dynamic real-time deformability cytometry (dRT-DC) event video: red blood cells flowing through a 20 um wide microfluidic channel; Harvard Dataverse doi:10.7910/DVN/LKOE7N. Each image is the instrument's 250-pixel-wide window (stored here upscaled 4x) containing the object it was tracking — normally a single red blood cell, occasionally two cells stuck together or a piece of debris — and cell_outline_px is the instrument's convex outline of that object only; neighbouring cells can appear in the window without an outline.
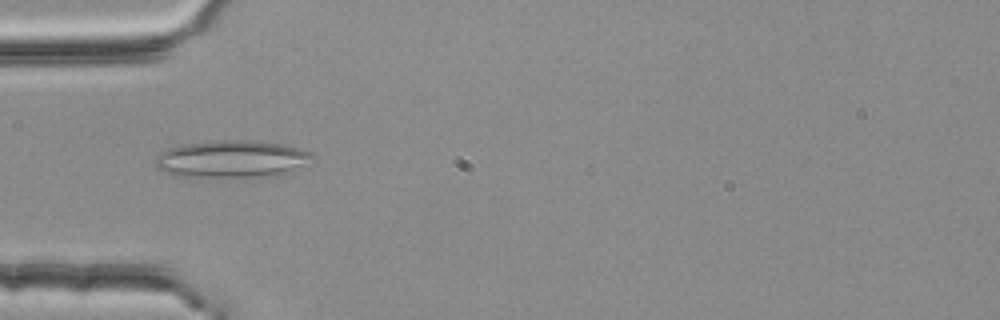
{"species": "common noctule bat (a hibernating species)", "species_latin": "Nyctalus noctula", "temperature_condition": "room temperature", "stored_images_in_passage": 38, "camera_frame_rate_fps": 3000, "um_per_image_px": 0.085, "animal": {"sex": "female", "body_mass_g": 25.1}, "frame": {"image": 1, "passage_image": 6, "time_ms": 1.667, "image_size_px": [1000, 320], "cell_outline_px": [[316, 156], [288, 172], [260, 176], [172, 176], [156, 168], [156, 156], [160, 152], [168, 148], [184, 144], [220, 140], [252, 140], [280, 144], [300, 148], [312, 152]], "centroid_in_image_um": [19.63, 13.49], "position_along_channel_um": 65.4, "area_um2": 33.58}}
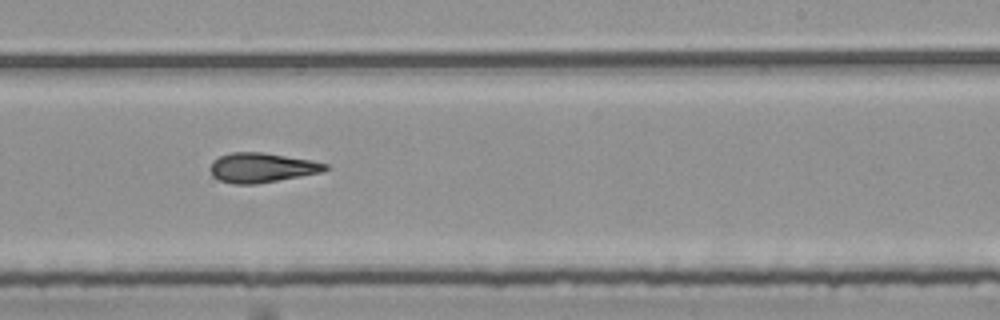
{"frame": {"image": 2, "passage_image": 22, "time_ms": 7.0, "image_size_px": [1000, 320], "cell_outline_px": [[328, 168], [324, 172], [256, 184], [232, 184], [220, 180], [212, 176], [208, 168], [212, 160], [220, 156], [232, 152], [264, 152], [312, 160], [328, 164]], "centroid_in_image_um": [22.23, 14.25], "position_along_channel_um": 266.8, "area_um2": 20.11}}
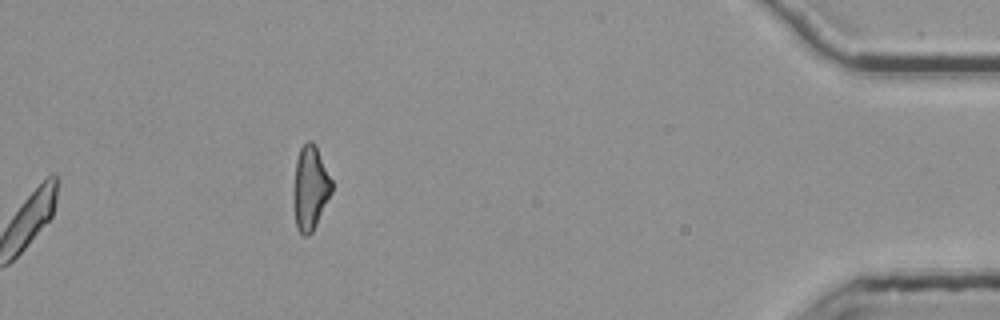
{"frame": {"image": 3, "passage_image": 38, "time_ms": 12.333, "image_size_px": [1000, 320], "cell_outline_px": [[332, 192], [312, 232], [308, 236], [304, 236], [296, 228], [296, 160], [300, 148], [308, 140], [312, 140], [316, 144], [332, 180]], "centroid_in_image_um": [26.43, 15.93], "position_along_channel_um": 408.8, "area_um2": 17.98}, "authors_computed_cell_mechanics": {"area_um2": 19.6809, "velocity_mm_per_s": 3.7867, "shape_relaxation_time_tau1_ms": null, "shape_relaxation_time_tau2_ms": 5.2156, "deformation_change_tau1": null, "deformation_change_tau2": 0.1645}}